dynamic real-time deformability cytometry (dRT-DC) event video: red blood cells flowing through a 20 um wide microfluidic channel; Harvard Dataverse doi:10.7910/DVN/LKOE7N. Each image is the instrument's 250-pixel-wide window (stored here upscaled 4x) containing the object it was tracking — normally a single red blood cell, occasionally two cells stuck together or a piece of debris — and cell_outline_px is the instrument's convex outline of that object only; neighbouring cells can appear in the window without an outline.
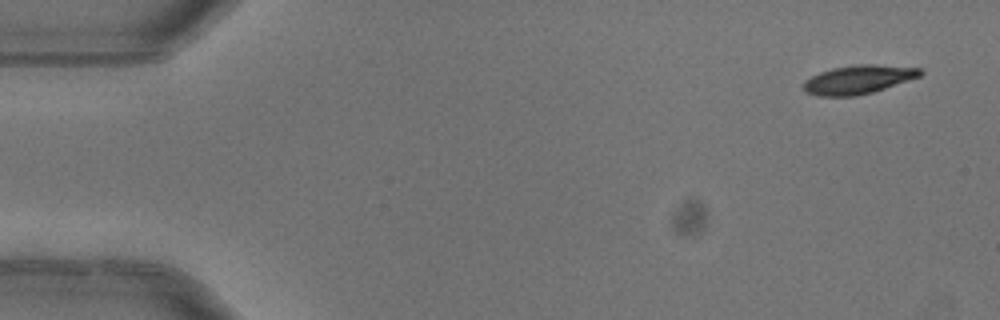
{"species": "common noctule bat (a hibernating species)", "species_latin": "Nyctalus noctula", "temperature_condition": "warm", "stored_images_in_passage": 6, "camera_frame_rate_fps": 3000, "um_per_image_px": 0.085, "animal": {"sex": "female"}, "frame": {"image": 1, "passage_image": 1, "time_ms": 0.0, "image_size_px": [1000, 320], "cell_outline_px": [[924, 72], [920, 76], [872, 92], [856, 96], [820, 96], [804, 92], [800, 84], [804, 80], [820, 72], [832, 68], [856, 64], [872, 64], [920, 68]], "centroid_in_image_um": [72.89, 6.76], "position_along_channel_um": 12.1, "area_um2": 19.54}}
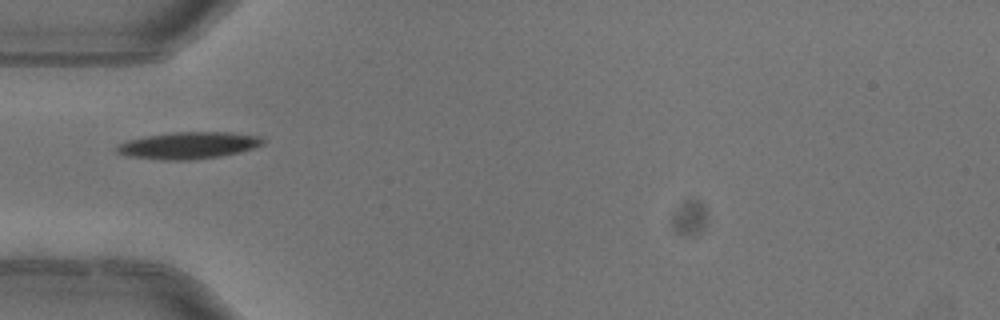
{"frame": {"image": 2, "passage_image": 5, "time_ms": 1.333, "image_size_px": [1000, 320], "cell_outline_px": [[264, 144], [240, 152], [220, 156], [192, 160], [160, 160], [128, 156], [116, 152], [116, 144], [128, 140], [144, 136], [176, 132], [228, 132], [260, 136], [264, 140]], "centroid_in_image_um": [15.99, 12.36], "position_along_channel_um": 69.0, "area_um2": 22.95}}